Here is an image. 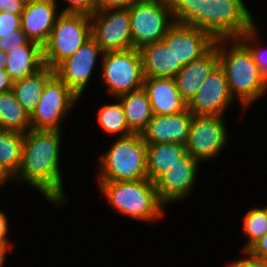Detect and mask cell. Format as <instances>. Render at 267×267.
<instances>
[{
	"mask_svg": "<svg viewBox=\"0 0 267 267\" xmlns=\"http://www.w3.org/2000/svg\"><path fill=\"white\" fill-rule=\"evenodd\" d=\"M30 41L22 29L15 30V34L4 35L0 39V51L7 54L9 51L18 49Z\"/></svg>",
	"mask_w": 267,
	"mask_h": 267,
	"instance_id": "cell-31",
	"label": "cell"
},
{
	"mask_svg": "<svg viewBox=\"0 0 267 267\" xmlns=\"http://www.w3.org/2000/svg\"><path fill=\"white\" fill-rule=\"evenodd\" d=\"M214 46L218 49L219 65L224 70L230 93L233 99L235 96L239 98L244 112L252 102L267 93V80L250 50L239 39L215 40Z\"/></svg>",
	"mask_w": 267,
	"mask_h": 267,
	"instance_id": "cell-2",
	"label": "cell"
},
{
	"mask_svg": "<svg viewBox=\"0 0 267 267\" xmlns=\"http://www.w3.org/2000/svg\"><path fill=\"white\" fill-rule=\"evenodd\" d=\"M23 143V133L0 129V171L8 179H12L20 168Z\"/></svg>",
	"mask_w": 267,
	"mask_h": 267,
	"instance_id": "cell-25",
	"label": "cell"
},
{
	"mask_svg": "<svg viewBox=\"0 0 267 267\" xmlns=\"http://www.w3.org/2000/svg\"><path fill=\"white\" fill-rule=\"evenodd\" d=\"M199 163L186 152L154 182L158 198L164 205L187 198L195 185Z\"/></svg>",
	"mask_w": 267,
	"mask_h": 267,
	"instance_id": "cell-15",
	"label": "cell"
},
{
	"mask_svg": "<svg viewBox=\"0 0 267 267\" xmlns=\"http://www.w3.org/2000/svg\"><path fill=\"white\" fill-rule=\"evenodd\" d=\"M115 104H106L98 111V123L109 134L120 133L119 137H126L133 132L129 129L120 100Z\"/></svg>",
	"mask_w": 267,
	"mask_h": 267,
	"instance_id": "cell-28",
	"label": "cell"
},
{
	"mask_svg": "<svg viewBox=\"0 0 267 267\" xmlns=\"http://www.w3.org/2000/svg\"><path fill=\"white\" fill-rule=\"evenodd\" d=\"M19 1L22 2L25 5H28V4H31L33 2H37V1H40V0H19Z\"/></svg>",
	"mask_w": 267,
	"mask_h": 267,
	"instance_id": "cell-43",
	"label": "cell"
},
{
	"mask_svg": "<svg viewBox=\"0 0 267 267\" xmlns=\"http://www.w3.org/2000/svg\"><path fill=\"white\" fill-rule=\"evenodd\" d=\"M102 60L101 78L107 93L116 98L143 88L145 77L138 49L105 52Z\"/></svg>",
	"mask_w": 267,
	"mask_h": 267,
	"instance_id": "cell-6",
	"label": "cell"
},
{
	"mask_svg": "<svg viewBox=\"0 0 267 267\" xmlns=\"http://www.w3.org/2000/svg\"><path fill=\"white\" fill-rule=\"evenodd\" d=\"M68 6L61 13H82L92 15L96 11V0H64Z\"/></svg>",
	"mask_w": 267,
	"mask_h": 267,
	"instance_id": "cell-33",
	"label": "cell"
},
{
	"mask_svg": "<svg viewBox=\"0 0 267 267\" xmlns=\"http://www.w3.org/2000/svg\"><path fill=\"white\" fill-rule=\"evenodd\" d=\"M21 29V14L0 12V39L4 35L15 34V30Z\"/></svg>",
	"mask_w": 267,
	"mask_h": 267,
	"instance_id": "cell-32",
	"label": "cell"
},
{
	"mask_svg": "<svg viewBox=\"0 0 267 267\" xmlns=\"http://www.w3.org/2000/svg\"><path fill=\"white\" fill-rule=\"evenodd\" d=\"M108 203L123 215L153 222L164 214L165 206L157 195L155 183L148 178L138 181H97Z\"/></svg>",
	"mask_w": 267,
	"mask_h": 267,
	"instance_id": "cell-3",
	"label": "cell"
},
{
	"mask_svg": "<svg viewBox=\"0 0 267 267\" xmlns=\"http://www.w3.org/2000/svg\"><path fill=\"white\" fill-rule=\"evenodd\" d=\"M0 129L23 134L31 129L30 115L20 105L12 90L0 93Z\"/></svg>",
	"mask_w": 267,
	"mask_h": 267,
	"instance_id": "cell-27",
	"label": "cell"
},
{
	"mask_svg": "<svg viewBox=\"0 0 267 267\" xmlns=\"http://www.w3.org/2000/svg\"><path fill=\"white\" fill-rule=\"evenodd\" d=\"M90 21L91 37L104 53L132 49L128 8L95 11Z\"/></svg>",
	"mask_w": 267,
	"mask_h": 267,
	"instance_id": "cell-10",
	"label": "cell"
},
{
	"mask_svg": "<svg viewBox=\"0 0 267 267\" xmlns=\"http://www.w3.org/2000/svg\"><path fill=\"white\" fill-rule=\"evenodd\" d=\"M218 65L219 54L215 46L200 59L184 65L175 76L180 96L188 103Z\"/></svg>",
	"mask_w": 267,
	"mask_h": 267,
	"instance_id": "cell-19",
	"label": "cell"
},
{
	"mask_svg": "<svg viewBox=\"0 0 267 267\" xmlns=\"http://www.w3.org/2000/svg\"><path fill=\"white\" fill-rule=\"evenodd\" d=\"M25 4L19 0H0V12H8L12 14H22Z\"/></svg>",
	"mask_w": 267,
	"mask_h": 267,
	"instance_id": "cell-36",
	"label": "cell"
},
{
	"mask_svg": "<svg viewBox=\"0 0 267 267\" xmlns=\"http://www.w3.org/2000/svg\"><path fill=\"white\" fill-rule=\"evenodd\" d=\"M79 99L54 75L46 83L36 108L30 115L31 129L61 131L62 120Z\"/></svg>",
	"mask_w": 267,
	"mask_h": 267,
	"instance_id": "cell-8",
	"label": "cell"
},
{
	"mask_svg": "<svg viewBox=\"0 0 267 267\" xmlns=\"http://www.w3.org/2000/svg\"><path fill=\"white\" fill-rule=\"evenodd\" d=\"M117 99L122 104L129 129L133 133L141 134L153 117L152 107L146 91L142 88L119 96Z\"/></svg>",
	"mask_w": 267,
	"mask_h": 267,
	"instance_id": "cell-24",
	"label": "cell"
},
{
	"mask_svg": "<svg viewBox=\"0 0 267 267\" xmlns=\"http://www.w3.org/2000/svg\"><path fill=\"white\" fill-rule=\"evenodd\" d=\"M243 233L249 241L243 247L248 250L258 239L267 233V207H253L244 216Z\"/></svg>",
	"mask_w": 267,
	"mask_h": 267,
	"instance_id": "cell-29",
	"label": "cell"
},
{
	"mask_svg": "<svg viewBox=\"0 0 267 267\" xmlns=\"http://www.w3.org/2000/svg\"><path fill=\"white\" fill-rule=\"evenodd\" d=\"M175 23L191 25L206 32V6L211 0H160Z\"/></svg>",
	"mask_w": 267,
	"mask_h": 267,
	"instance_id": "cell-26",
	"label": "cell"
},
{
	"mask_svg": "<svg viewBox=\"0 0 267 267\" xmlns=\"http://www.w3.org/2000/svg\"><path fill=\"white\" fill-rule=\"evenodd\" d=\"M91 38L90 15L61 13L42 46L44 65L54 69Z\"/></svg>",
	"mask_w": 267,
	"mask_h": 267,
	"instance_id": "cell-5",
	"label": "cell"
},
{
	"mask_svg": "<svg viewBox=\"0 0 267 267\" xmlns=\"http://www.w3.org/2000/svg\"><path fill=\"white\" fill-rule=\"evenodd\" d=\"M193 114L188 110L173 115H153L141 137L146 144L188 143Z\"/></svg>",
	"mask_w": 267,
	"mask_h": 267,
	"instance_id": "cell-16",
	"label": "cell"
},
{
	"mask_svg": "<svg viewBox=\"0 0 267 267\" xmlns=\"http://www.w3.org/2000/svg\"><path fill=\"white\" fill-rule=\"evenodd\" d=\"M7 64V54L0 51V69H5Z\"/></svg>",
	"mask_w": 267,
	"mask_h": 267,
	"instance_id": "cell-41",
	"label": "cell"
},
{
	"mask_svg": "<svg viewBox=\"0 0 267 267\" xmlns=\"http://www.w3.org/2000/svg\"><path fill=\"white\" fill-rule=\"evenodd\" d=\"M256 28V25H254L248 32L244 33L238 39L250 50L254 62L257 64L262 76L267 80V51H262L261 48L256 45V42H258V39L256 38L258 37V31L256 32Z\"/></svg>",
	"mask_w": 267,
	"mask_h": 267,
	"instance_id": "cell-30",
	"label": "cell"
},
{
	"mask_svg": "<svg viewBox=\"0 0 267 267\" xmlns=\"http://www.w3.org/2000/svg\"><path fill=\"white\" fill-rule=\"evenodd\" d=\"M136 0H96V11L105 9L128 8Z\"/></svg>",
	"mask_w": 267,
	"mask_h": 267,
	"instance_id": "cell-35",
	"label": "cell"
},
{
	"mask_svg": "<svg viewBox=\"0 0 267 267\" xmlns=\"http://www.w3.org/2000/svg\"><path fill=\"white\" fill-rule=\"evenodd\" d=\"M100 159L98 181H138L148 178L147 144L141 134L118 137Z\"/></svg>",
	"mask_w": 267,
	"mask_h": 267,
	"instance_id": "cell-4",
	"label": "cell"
},
{
	"mask_svg": "<svg viewBox=\"0 0 267 267\" xmlns=\"http://www.w3.org/2000/svg\"><path fill=\"white\" fill-rule=\"evenodd\" d=\"M9 179L0 171V187L5 184Z\"/></svg>",
	"mask_w": 267,
	"mask_h": 267,
	"instance_id": "cell-42",
	"label": "cell"
},
{
	"mask_svg": "<svg viewBox=\"0 0 267 267\" xmlns=\"http://www.w3.org/2000/svg\"><path fill=\"white\" fill-rule=\"evenodd\" d=\"M243 0H211L206 6V32L214 39H238L255 24Z\"/></svg>",
	"mask_w": 267,
	"mask_h": 267,
	"instance_id": "cell-9",
	"label": "cell"
},
{
	"mask_svg": "<svg viewBox=\"0 0 267 267\" xmlns=\"http://www.w3.org/2000/svg\"><path fill=\"white\" fill-rule=\"evenodd\" d=\"M7 215L0 210V241L12 252V244H10L8 241V221H7Z\"/></svg>",
	"mask_w": 267,
	"mask_h": 267,
	"instance_id": "cell-38",
	"label": "cell"
},
{
	"mask_svg": "<svg viewBox=\"0 0 267 267\" xmlns=\"http://www.w3.org/2000/svg\"><path fill=\"white\" fill-rule=\"evenodd\" d=\"M56 0H40L25 5L21 14V29L27 37L43 46L50 36L56 19L61 14L57 12Z\"/></svg>",
	"mask_w": 267,
	"mask_h": 267,
	"instance_id": "cell-17",
	"label": "cell"
},
{
	"mask_svg": "<svg viewBox=\"0 0 267 267\" xmlns=\"http://www.w3.org/2000/svg\"><path fill=\"white\" fill-rule=\"evenodd\" d=\"M248 250L253 255L267 261V233L258 239Z\"/></svg>",
	"mask_w": 267,
	"mask_h": 267,
	"instance_id": "cell-37",
	"label": "cell"
},
{
	"mask_svg": "<svg viewBox=\"0 0 267 267\" xmlns=\"http://www.w3.org/2000/svg\"><path fill=\"white\" fill-rule=\"evenodd\" d=\"M146 91L153 115H173L187 109V102L180 96L175 78H145Z\"/></svg>",
	"mask_w": 267,
	"mask_h": 267,
	"instance_id": "cell-18",
	"label": "cell"
},
{
	"mask_svg": "<svg viewBox=\"0 0 267 267\" xmlns=\"http://www.w3.org/2000/svg\"><path fill=\"white\" fill-rule=\"evenodd\" d=\"M13 80L5 69H0V93L12 90Z\"/></svg>",
	"mask_w": 267,
	"mask_h": 267,
	"instance_id": "cell-39",
	"label": "cell"
},
{
	"mask_svg": "<svg viewBox=\"0 0 267 267\" xmlns=\"http://www.w3.org/2000/svg\"><path fill=\"white\" fill-rule=\"evenodd\" d=\"M163 41L171 48L176 62L182 66L200 59L215 43L204 30L180 23H174L168 29Z\"/></svg>",
	"mask_w": 267,
	"mask_h": 267,
	"instance_id": "cell-13",
	"label": "cell"
},
{
	"mask_svg": "<svg viewBox=\"0 0 267 267\" xmlns=\"http://www.w3.org/2000/svg\"><path fill=\"white\" fill-rule=\"evenodd\" d=\"M7 251L11 253V251L0 241V267H3L4 265Z\"/></svg>",
	"mask_w": 267,
	"mask_h": 267,
	"instance_id": "cell-40",
	"label": "cell"
},
{
	"mask_svg": "<svg viewBox=\"0 0 267 267\" xmlns=\"http://www.w3.org/2000/svg\"><path fill=\"white\" fill-rule=\"evenodd\" d=\"M232 99L224 70L218 65L187 103V109L193 115L223 116Z\"/></svg>",
	"mask_w": 267,
	"mask_h": 267,
	"instance_id": "cell-14",
	"label": "cell"
},
{
	"mask_svg": "<svg viewBox=\"0 0 267 267\" xmlns=\"http://www.w3.org/2000/svg\"><path fill=\"white\" fill-rule=\"evenodd\" d=\"M245 258L230 263L229 267H267V261L253 255L249 250H243Z\"/></svg>",
	"mask_w": 267,
	"mask_h": 267,
	"instance_id": "cell-34",
	"label": "cell"
},
{
	"mask_svg": "<svg viewBox=\"0 0 267 267\" xmlns=\"http://www.w3.org/2000/svg\"><path fill=\"white\" fill-rule=\"evenodd\" d=\"M223 118L217 115H193L186 152L200 162L218 155L228 142Z\"/></svg>",
	"mask_w": 267,
	"mask_h": 267,
	"instance_id": "cell-11",
	"label": "cell"
},
{
	"mask_svg": "<svg viewBox=\"0 0 267 267\" xmlns=\"http://www.w3.org/2000/svg\"><path fill=\"white\" fill-rule=\"evenodd\" d=\"M186 153V146L178 143L147 144L146 167L148 179L155 182Z\"/></svg>",
	"mask_w": 267,
	"mask_h": 267,
	"instance_id": "cell-23",
	"label": "cell"
},
{
	"mask_svg": "<svg viewBox=\"0 0 267 267\" xmlns=\"http://www.w3.org/2000/svg\"><path fill=\"white\" fill-rule=\"evenodd\" d=\"M60 131L33 130L24 134L22 160L13 179L38 189L47 201L58 206L66 203L59 169Z\"/></svg>",
	"mask_w": 267,
	"mask_h": 267,
	"instance_id": "cell-1",
	"label": "cell"
},
{
	"mask_svg": "<svg viewBox=\"0 0 267 267\" xmlns=\"http://www.w3.org/2000/svg\"><path fill=\"white\" fill-rule=\"evenodd\" d=\"M145 78H175L183 67L176 62L171 48L162 40L139 49Z\"/></svg>",
	"mask_w": 267,
	"mask_h": 267,
	"instance_id": "cell-20",
	"label": "cell"
},
{
	"mask_svg": "<svg viewBox=\"0 0 267 267\" xmlns=\"http://www.w3.org/2000/svg\"><path fill=\"white\" fill-rule=\"evenodd\" d=\"M128 9L134 49L162 41L175 23L172 13L160 0H136Z\"/></svg>",
	"mask_w": 267,
	"mask_h": 267,
	"instance_id": "cell-7",
	"label": "cell"
},
{
	"mask_svg": "<svg viewBox=\"0 0 267 267\" xmlns=\"http://www.w3.org/2000/svg\"><path fill=\"white\" fill-rule=\"evenodd\" d=\"M54 75V69L44 65L36 73L13 82L12 91L29 115L35 110L46 83Z\"/></svg>",
	"mask_w": 267,
	"mask_h": 267,
	"instance_id": "cell-22",
	"label": "cell"
},
{
	"mask_svg": "<svg viewBox=\"0 0 267 267\" xmlns=\"http://www.w3.org/2000/svg\"><path fill=\"white\" fill-rule=\"evenodd\" d=\"M104 54L91 37L74 54L54 68V74L79 98L92 76L98 55Z\"/></svg>",
	"mask_w": 267,
	"mask_h": 267,
	"instance_id": "cell-12",
	"label": "cell"
},
{
	"mask_svg": "<svg viewBox=\"0 0 267 267\" xmlns=\"http://www.w3.org/2000/svg\"><path fill=\"white\" fill-rule=\"evenodd\" d=\"M43 66L42 46L34 41L7 53L5 70L13 81L36 73Z\"/></svg>",
	"mask_w": 267,
	"mask_h": 267,
	"instance_id": "cell-21",
	"label": "cell"
}]
</instances>
